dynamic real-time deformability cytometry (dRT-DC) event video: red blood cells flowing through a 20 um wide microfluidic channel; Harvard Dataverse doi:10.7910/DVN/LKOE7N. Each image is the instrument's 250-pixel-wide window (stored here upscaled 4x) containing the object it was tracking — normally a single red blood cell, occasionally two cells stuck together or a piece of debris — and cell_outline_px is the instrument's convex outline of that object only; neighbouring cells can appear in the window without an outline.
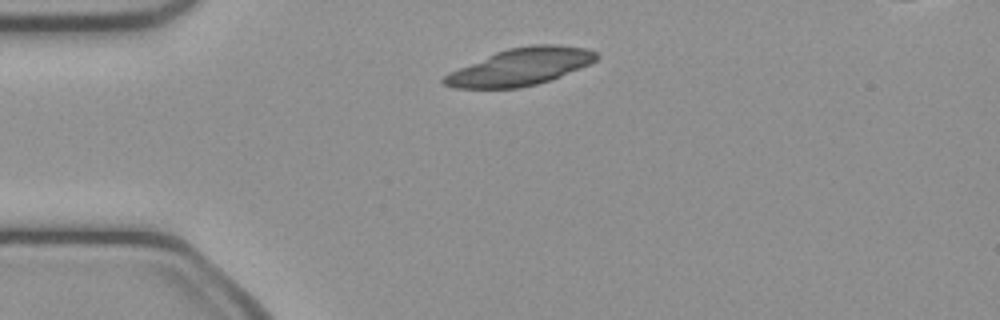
{"species": "common noctule bat (a hibernating species)", "species_latin": "Nyctalus noctula", "temperature_condition": "cold", "stored_images_in_passage": 39, "camera_frame_rate_fps": 3000, "um_per_image_px": 0.085, "animal": {"sex": "female", "body_mass_g": 21.9}, "frame": {"image": 1, "passage_image": 1, "time_ms": 0.0, "image_size_px": [1000, 320], "cell_outline_px": [[600, 56], [596, 60], [580, 68], [552, 80], [520, 88], [452, 88], [444, 84], [440, 80], [448, 72], [496, 52], [508, 48], [532, 44], [556, 44], [588, 48], [596, 52]], "centroid_in_image_um": [44.24, 5.68], "position_along_channel_um": 40.8, "area_um2": 33.12}}